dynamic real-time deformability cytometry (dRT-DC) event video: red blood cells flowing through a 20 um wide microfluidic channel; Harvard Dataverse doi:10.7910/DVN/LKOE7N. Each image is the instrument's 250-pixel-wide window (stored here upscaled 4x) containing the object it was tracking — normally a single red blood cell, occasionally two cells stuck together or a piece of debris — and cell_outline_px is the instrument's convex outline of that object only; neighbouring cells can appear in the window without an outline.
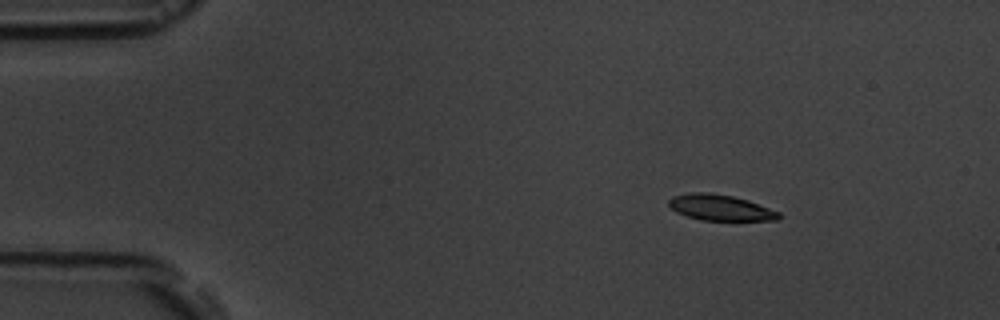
{"species": "common noctule bat (a hibernating species)", "species_latin": "Nyctalus noctula", "temperature_condition": "room temperature", "stored_images_in_passage": 3, "camera_frame_rate_fps": 3000, "um_per_image_px": 0.085, "animal": {"sex": "male", "body_mass_g": 19.5, "forearm_length_mm": 54.6}, "frame": {"image": 1, "passage_image": 1, "time_ms": 0.0, "image_size_px": [1000, 320], "cell_outline_px": [[780, 220], [700, 220], [676, 212], [668, 204], [668, 200], [672, 196], [692, 192], [708, 192], [732, 196], [748, 200], [780, 212]], "centroid_in_image_um": [61.22, 17.64], "position_along_channel_um": 23.8, "area_um2": 16.53}}